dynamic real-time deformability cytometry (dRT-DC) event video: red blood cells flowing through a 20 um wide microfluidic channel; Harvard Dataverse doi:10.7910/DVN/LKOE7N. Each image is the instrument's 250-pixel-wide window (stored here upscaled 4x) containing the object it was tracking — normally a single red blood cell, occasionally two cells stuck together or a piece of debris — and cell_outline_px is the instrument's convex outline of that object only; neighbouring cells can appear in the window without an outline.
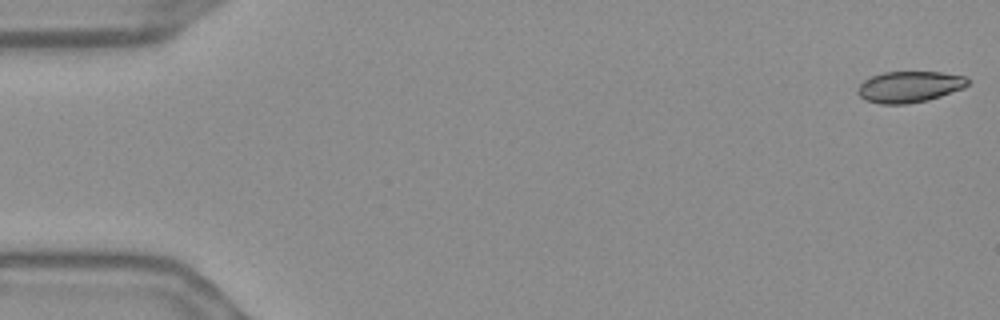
{"species": "Egyptian fruit bat (a non-hibernating species)", "species_latin": "Rousettus aegyptiacus", "temperature_condition": "warm", "stored_images_in_passage": 55, "camera_frame_rate_fps": 3000, "um_per_image_px": 0.085, "frame": {"image": 1, "passage_image": 1, "time_ms": 0.0, "image_size_px": [1000, 320], "cell_outline_px": [[968, 84], [964, 88], [928, 100], [908, 104], [880, 104], [864, 100], [856, 92], [860, 84], [864, 80], [872, 76], [884, 72], [940, 72], [964, 76], [968, 80]], "centroid_in_image_um": [77.27, 7.38], "position_along_channel_um": 7.7, "area_um2": 20.0}}
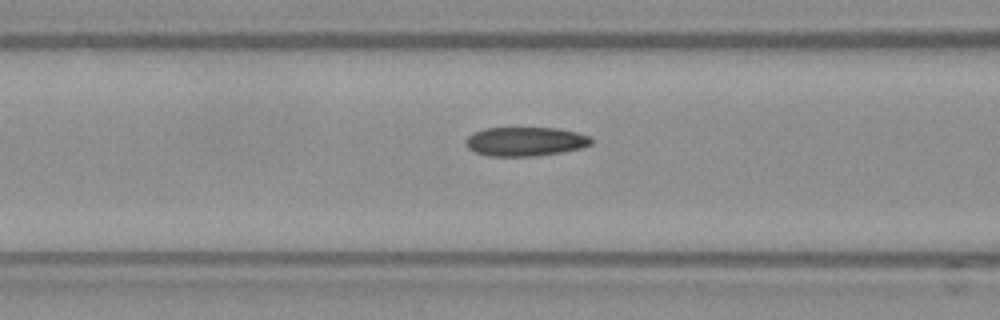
{"frame": {"image": 2, "passage_image": 22, "time_ms": 7.0, "image_size_px": [1000, 320], "cell_outline_px": [[592, 144], [580, 148], [560, 152], [536, 156], [488, 156], [476, 152], [468, 148], [464, 144], [464, 140], [472, 132], [484, 128], [556, 128], [576, 132], [592, 136]], "centroid_in_image_um": [44.62, 12.02], "position_along_channel_um": 122.0, "area_um2": 21.39}}
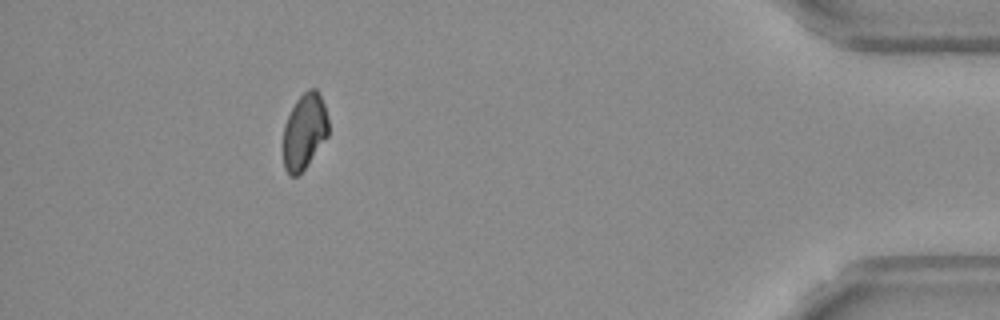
{"frame": {"image": 3, "passage_image": 50, "time_ms": 16.333, "image_size_px": [1000, 320], "cell_outline_px": [[328, 136], [308, 164], [296, 176], [292, 176], [284, 168], [284, 124], [296, 100], [308, 88], [316, 88], [324, 104], [328, 120]], "centroid_in_image_um": [25.89, 11.15], "position_along_channel_um": 409.3, "area_um2": 19.71}, "authors_computed_cell_mechanics": {"area_um2": 21.097, "velocity_mm_per_s": 3.6852, "shape_relaxation_time_tau1_ms": null, "shape_relaxation_time_tau2_ms": 5.7077, "deformation_change_tau1": null, "deformation_change_tau2": 0.1056}}